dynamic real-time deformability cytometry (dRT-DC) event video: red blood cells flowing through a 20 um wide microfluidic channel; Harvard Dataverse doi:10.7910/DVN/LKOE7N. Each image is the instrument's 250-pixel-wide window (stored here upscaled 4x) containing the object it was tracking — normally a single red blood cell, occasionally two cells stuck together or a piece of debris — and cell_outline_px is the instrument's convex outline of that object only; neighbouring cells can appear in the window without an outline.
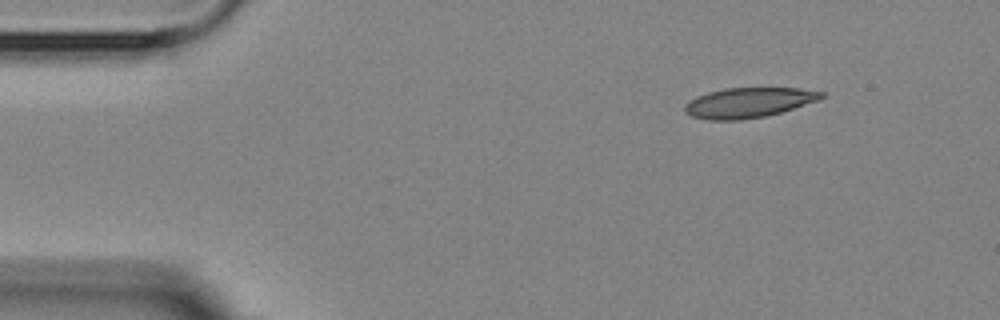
{"species": "Egyptian fruit bat (a non-hibernating species)", "species_latin": "Rousettus aegyptiacus", "temperature_condition": "room temperature", "stored_images_in_passage": 3, "camera_frame_rate_fps": 3000, "um_per_image_px": 0.085, "animal": {"sex": "female"}, "frame": {"image": 1, "passage_image": 1, "time_ms": 0.0, "image_size_px": [1000, 320], "cell_outline_px": [[828, 96], [820, 100], [768, 116], [740, 120], [708, 120], [692, 116], [684, 112], [684, 104], [696, 96], [708, 92], [724, 88], [800, 88], [828, 92]], "centroid_in_image_um": [63.68, 8.72], "position_along_channel_um": 21.3, "area_um2": 24.33}}
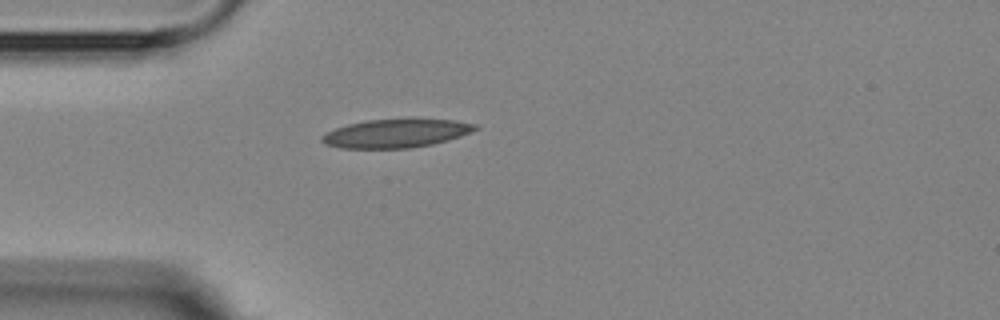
{"frame": {"image": 2, "passage_image": 3, "time_ms": 2.667, "image_size_px": [1000, 320], "cell_outline_px": [[480, 128], [460, 136], [448, 140], [432, 144], [412, 148], [340, 148], [324, 144], [320, 140], [320, 136], [336, 128], [348, 124], [368, 120], [408, 116], [416, 116], [456, 120], [476, 124]], "centroid_in_image_um": [33.72, 11.28], "position_along_channel_um": 51.3, "area_um2": 26.53}}